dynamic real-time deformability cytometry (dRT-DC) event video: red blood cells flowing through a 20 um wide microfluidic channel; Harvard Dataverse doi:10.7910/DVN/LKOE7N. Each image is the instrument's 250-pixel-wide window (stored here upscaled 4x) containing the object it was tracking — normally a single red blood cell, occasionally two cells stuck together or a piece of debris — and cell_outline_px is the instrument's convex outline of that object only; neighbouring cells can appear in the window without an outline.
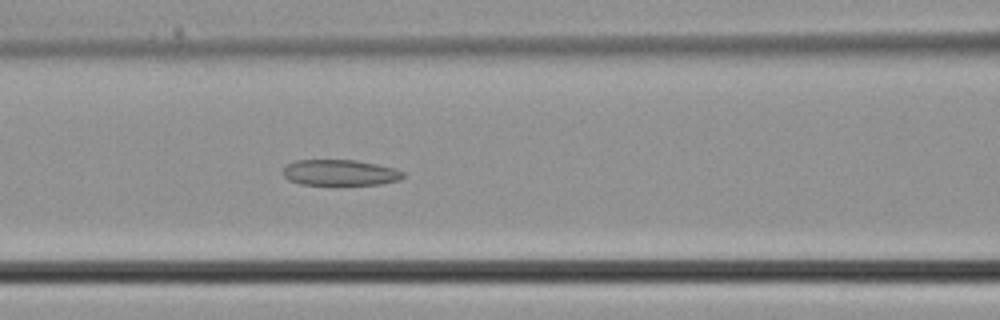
{"species": "common noctule bat (a hibernating species)", "species_latin": "Nyctalus noctula", "temperature_condition": "cold", "stored_images_in_passage": 26, "camera_frame_rate_fps": 3000, "um_per_image_px": 0.085, "animal": {"sex": "male", "body_mass_g": 21.5, "forearm_length_mm": 52.0}, "frame": {"image": 1, "passage_image": 8, "time_ms": 2.333, "image_size_px": [1000, 320], "cell_outline_px": [[404, 176], [400, 180], [380, 184], [300, 184], [288, 180], [284, 176], [284, 168], [288, 164], [296, 160], [356, 160], [396, 168], [404, 172]], "centroid_in_image_um": [28.93, 14.67], "position_along_channel_um": 137.7, "area_um2": 17.98}}
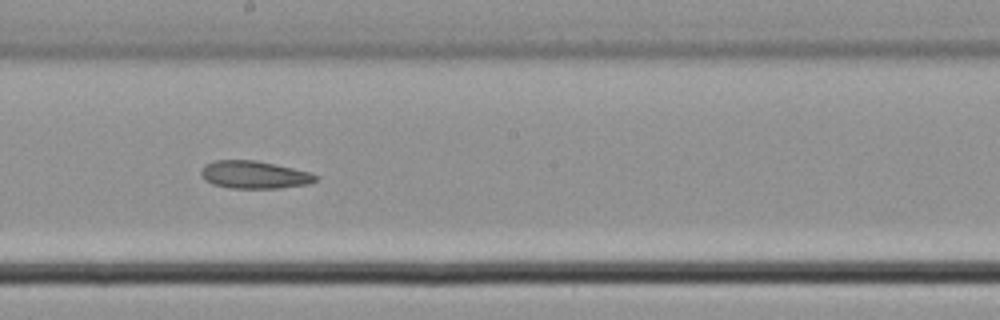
{"frame": {"image": 2, "passage_image": 13, "time_ms": 4.0, "image_size_px": [1000, 320], "cell_outline_px": [[320, 176], [316, 180], [308, 184], [280, 188], [232, 188], [212, 184], [204, 180], [200, 172], [204, 164], [216, 160], [256, 160], [292, 168], [308, 172]], "centroid_in_image_um": [21.59, 14.85], "position_along_channel_um": 226.6, "area_um2": 18.44}}
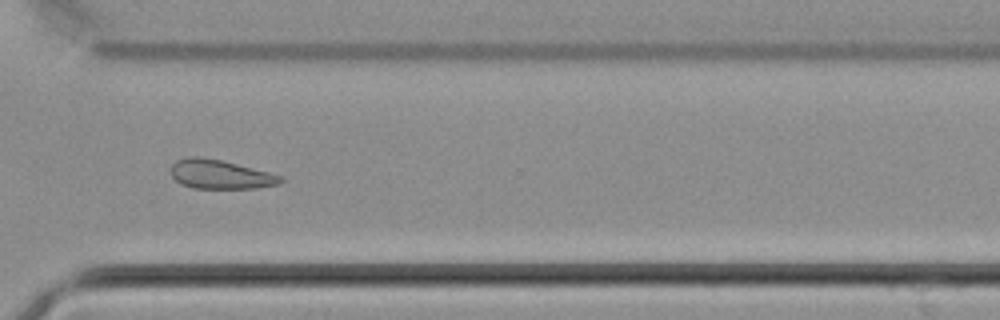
{"frame": {"image": 3, "passage_image": 20, "time_ms": 6.333, "image_size_px": [1000, 320], "cell_outline_px": [[284, 180], [280, 184], [256, 188], [192, 188], [180, 184], [172, 176], [172, 164], [176, 160], [188, 156], [200, 156], [220, 160], [284, 176]], "centroid_in_image_um": [18.72, 14.82], "position_along_channel_um": 351.9, "area_um2": 18.55}}